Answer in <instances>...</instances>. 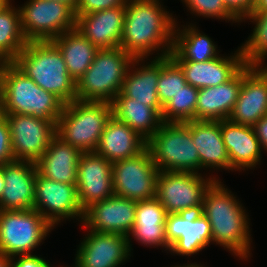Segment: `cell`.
<instances>
[{"mask_svg": "<svg viewBox=\"0 0 267 267\" xmlns=\"http://www.w3.org/2000/svg\"><path fill=\"white\" fill-rule=\"evenodd\" d=\"M226 8L240 21L252 12L255 0H222Z\"/></svg>", "mask_w": 267, "mask_h": 267, "instance_id": "f35d334b", "label": "cell"}, {"mask_svg": "<svg viewBox=\"0 0 267 267\" xmlns=\"http://www.w3.org/2000/svg\"><path fill=\"white\" fill-rule=\"evenodd\" d=\"M126 6L76 17L75 29L98 49L120 47Z\"/></svg>", "mask_w": 267, "mask_h": 267, "instance_id": "ffe728a7", "label": "cell"}, {"mask_svg": "<svg viewBox=\"0 0 267 267\" xmlns=\"http://www.w3.org/2000/svg\"><path fill=\"white\" fill-rule=\"evenodd\" d=\"M53 226L35 209L0 210V253L32 254Z\"/></svg>", "mask_w": 267, "mask_h": 267, "instance_id": "ba28073f", "label": "cell"}, {"mask_svg": "<svg viewBox=\"0 0 267 267\" xmlns=\"http://www.w3.org/2000/svg\"><path fill=\"white\" fill-rule=\"evenodd\" d=\"M221 183L215 180L206 190L201 213L211 225L212 243L216 242L235 256L246 259L250 256L252 242L249 218L242 204Z\"/></svg>", "mask_w": 267, "mask_h": 267, "instance_id": "7a4b0ae2", "label": "cell"}, {"mask_svg": "<svg viewBox=\"0 0 267 267\" xmlns=\"http://www.w3.org/2000/svg\"><path fill=\"white\" fill-rule=\"evenodd\" d=\"M215 178L204 179L200 173L159 171L156 198L167 214L200 213L206 190L219 180Z\"/></svg>", "mask_w": 267, "mask_h": 267, "instance_id": "9c48e42d", "label": "cell"}, {"mask_svg": "<svg viewBox=\"0 0 267 267\" xmlns=\"http://www.w3.org/2000/svg\"><path fill=\"white\" fill-rule=\"evenodd\" d=\"M0 267H11L10 258L0 253Z\"/></svg>", "mask_w": 267, "mask_h": 267, "instance_id": "7bdbcfd3", "label": "cell"}, {"mask_svg": "<svg viewBox=\"0 0 267 267\" xmlns=\"http://www.w3.org/2000/svg\"><path fill=\"white\" fill-rule=\"evenodd\" d=\"M191 13L199 17L217 18L240 22L224 5L222 0H182Z\"/></svg>", "mask_w": 267, "mask_h": 267, "instance_id": "d590c367", "label": "cell"}, {"mask_svg": "<svg viewBox=\"0 0 267 267\" xmlns=\"http://www.w3.org/2000/svg\"><path fill=\"white\" fill-rule=\"evenodd\" d=\"M264 67L245 65L242 68V85L229 121L254 127L267 116V67Z\"/></svg>", "mask_w": 267, "mask_h": 267, "instance_id": "5bb4252c", "label": "cell"}, {"mask_svg": "<svg viewBox=\"0 0 267 267\" xmlns=\"http://www.w3.org/2000/svg\"><path fill=\"white\" fill-rule=\"evenodd\" d=\"M130 252L129 237L89 230L76 252L74 266L120 267L131 256Z\"/></svg>", "mask_w": 267, "mask_h": 267, "instance_id": "e0dca14e", "label": "cell"}, {"mask_svg": "<svg viewBox=\"0 0 267 267\" xmlns=\"http://www.w3.org/2000/svg\"><path fill=\"white\" fill-rule=\"evenodd\" d=\"M4 186H5V182L3 178L2 166H0V198H1Z\"/></svg>", "mask_w": 267, "mask_h": 267, "instance_id": "f6af8a7d", "label": "cell"}, {"mask_svg": "<svg viewBox=\"0 0 267 267\" xmlns=\"http://www.w3.org/2000/svg\"><path fill=\"white\" fill-rule=\"evenodd\" d=\"M251 19L255 23L253 33L240 47L245 65L263 66L267 58V12H251L242 20Z\"/></svg>", "mask_w": 267, "mask_h": 267, "instance_id": "d6a6232c", "label": "cell"}, {"mask_svg": "<svg viewBox=\"0 0 267 267\" xmlns=\"http://www.w3.org/2000/svg\"><path fill=\"white\" fill-rule=\"evenodd\" d=\"M64 106L59 97L39 87L12 62L4 64L0 84V111L3 114L32 115L56 124Z\"/></svg>", "mask_w": 267, "mask_h": 267, "instance_id": "3957f363", "label": "cell"}, {"mask_svg": "<svg viewBox=\"0 0 267 267\" xmlns=\"http://www.w3.org/2000/svg\"><path fill=\"white\" fill-rule=\"evenodd\" d=\"M166 238L172 253L190 256L212 242L211 225L200 213L167 214Z\"/></svg>", "mask_w": 267, "mask_h": 267, "instance_id": "9a60e30c", "label": "cell"}, {"mask_svg": "<svg viewBox=\"0 0 267 267\" xmlns=\"http://www.w3.org/2000/svg\"><path fill=\"white\" fill-rule=\"evenodd\" d=\"M134 58L120 47L99 49L94 61L76 82L77 100L111 103L123 86Z\"/></svg>", "mask_w": 267, "mask_h": 267, "instance_id": "8992f818", "label": "cell"}, {"mask_svg": "<svg viewBox=\"0 0 267 267\" xmlns=\"http://www.w3.org/2000/svg\"><path fill=\"white\" fill-rule=\"evenodd\" d=\"M191 137L200 157V169L215 168L231 170L230 159L225 148L220 121H186Z\"/></svg>", "mask_w": 267, "mask_h": 267, "instance_id": "d4e9b609", "label": "cell"}, {"mask_svg": "<svg viewBox=\"0 0 267 267\" xmlns=\"http://www.w3.org/2000/svg\"><path fill=\"white\" fill-rule=\"evenodd\" d=\"M144 59H134L127 70L121 92L131 98L153 107L160 115L163 107L157 97V84L160 76V58L153 57L150 64L136 68ZM135 64V65H134ZM132 68H135L133 71ZM131 70V71H130ZM132 72V73H131Z\"/></svg>", "mask_w": 267, "mask_h": 267, "instance_id": "83f0119b", "label": "cell"}, {"mask_svg": "<svg viewBox=\"0 0 267 267\" xmlns=\"http://www.w3.org/2000/svg\"><path fill=\"white\" fill-rule=\"evenodd\" d=\"M159 1L127 2L120 48L134 59H145L152 51L158 52L157 49L162 53L155 58L167 57L172 51L177 23Z\"/></svg>", "mask_w": 267, "mask_h": 267, "instance_id": "6da1fadb", "label": "cell"}, {"mask_svg": "<svg viewBox=\"0 0 267 267\" xmlns=\"http://www.w3.org/2000/svg\"><path fill=\"white\" fill-rule=\"evenodd\" d=\"M232 56L204 62L175 61L184 73L186 82L195 88L218 86L231 80L244 66L240 48Z\"/></svg>", "mask_w": 267, "mask_h": 267, "instance_id": "44dd1931", "label": "cell"}, {"mask_svg": "<svg viewBox=\"0 0 267 267\" xmlns=\"http://www.w3.org/2000/svg\"><path fill=\"white\" fill-rule=\"evenodd\" d=\"M173 267H203V266H200L199 264H196V263H191V264H188L187 263V265H185V264H183V266H181V265H175V266H173ZM205 267V266H204Z\"/></svg>", "mask_w": 267, "mask_h": 267, "instance_id": "bcb514c9", "label": "cell"}, {"mask_svg": "<svg viewBox=\"0 0 267 267\" xmlns=\"http://www.w3.org/2000/svg\"><path fill=\"white\" fill-rule=\"evenodd\" d=\"M261 148L267 151V116L262 117L254 126Z\"/></svg>", "mask_w": 267, "mask_h": 267, "instance_id": "60d3db41", "label": "cell"}, {"mask_svg": "<svg viewBox=\"0 0 267 267\" xmlns=\"http://www.w3.org/2000/svg\"><path fill=\"white\" fill-rule=\"evenodd\" d=\"M222 139L230 159L231 170L254 168L261 160V145L254 127L221 120Z\"/></svg>", "mask_w": 267, "mask_h": 267, "instance_id": "7402d4cb", "label": "cell"}, {"mask_svg": "<svg viewBox=\"0 0 267 267\" xmlns=\"http://www.w3.org/2000/svg\"><path fill=\"white\" fill-rule=\"evenodd\" d=\"M111 116V103L76 99L65 104L56 123V135L82 153H93Z\"/></svg>", "mask_w": 267, "mask_h": 267, "instance_id": "5b68a950", "label": "cell"}, {"mask_svg": "<svg viewBox=\"0 0 267 267\" xmlns=\"http://www.w3.org/2000/svg\"><path fill=\"white\" fill-rule=\"evenodd\" d=\"M252 12H267V0H255Z\"/></svg>", "mask_w": 267, "mask_h": 267, "instance_id": "b9f144b4", "label": "cell"}, {"mask_svg": "<svg viewBox=\"0 0 267 267\" xmlns=\"http://www.w3.org/2000/svg\"><path fill=\"white\" fill-rule=\"evenodd\" d=\"M242 85V69L228 82L218 86L200 88L196 106V121L228 119Z\"/></svg>", "mask_w": 267, "mask_h": 267, "instance_id": "484cf974", "label": "cell"}, {"mask_svg": "<svg viewBox=\"0 0 267 267\" xmlns=\"http://www.w3.org/2000/svg\"><path fill=\"white\" fill-rule=\"evenodd\" d=\"M6 62L0 58V84H1V70Z\"/></svg>", "mask_w": 267, "mask_h": 267, "instance_id": "c3c4849f", "label": "cell"}, {"mask_svg": "<svg viewBox=\"0 0 267 267\" xmlns=\"http://www.w3.org/2000/svg\"><path fill=\"white\" fill-rule=\"evenodd\" d=\"M166 217V209L156 197L137 201L135 221L130 234L139 243L162 246L170 251L165 230Z\"/></svg>", "mask_w": 267, "mask_h": 267, "instance_id": "4316f807", "label": "cell"}, {"mask_svg": "<svg viewBox=\"0 0 267 267\" xmlns=\"http://www.w3.org/2000/svg\"><path fill=\"white\" fill-rule=\"evenodd\" d=\"M83 153L55 135L44 154L35 162L38 172L56 182L77 184V169Z\"/></svg>", "mask_w": 267, "mask_h": 267, "instance_id": "603a6c76", "label": "cell"}, {"mask_svg": "<svg viewBox=\"0 0 267 267\" xmlns=\"http://www.w3.org/2000/svg\"><path fill=\"white\" fill-rule=\"evenodd\" d=\"M26 44L19 9L9 2L0 11V58L12 62Z\"/></svg>", "mask_w": 267, "mask_h": 267, "instance_id": "1f68e13d", "label": "cell"}, {"mask_svg": "<svg viewBox=\"0 0 267 267\" xmlns=\"http://www.w3.org/2000/svg\"><path fill=\"white\" fill-rule=\"evenodd\" d=\"M137 201L112 195L96 202L84 212L83 225L101 233H116L129 237L135 221Z\"/></svg>", "mask_w": 267, "mask_h": 267, "instance_id": "2e32d148", "label": "cell"}, {"mask_svg": "<svg viewBox=\"0 0 267 267\" xmlns=\"http://www.w3.org/2000/svg\"><path fill=\"white\" fill-rule=\"evenodd\" d=\"M112 115L126 123L142 138L148 141L163 123L161 115L151 106L143 105L135 99L125 96L122 92L111 102Z\"/></svg>", "mask_w": 267, "mask_h": 267, "instance_id": "f1b7e54d", "label": "cell"}, {"mask_svg": "<svg viewBox=\"0 0 267 267\" xmlns=\"http://www.w3.org/2000/svg\"><path fill=\"white\" fill-rule=\"evenodd\" d=\"M129 0H79L74 10L75 18L95 11L126 6Z\"/></svg>", "mask_w": 267, "mask_h": 267, "instance_id": "8d00e7d4", "label": "cell"}, {"mask_svg": "<svg viewBox=\"0 0 267 267\" xmlns=\"http://www.w3.org/2000/svg\"><path fill=\"white\" fill-rule=\"evenodd\" d=\"M199 89L188 83L162 109L163 122L184 123L195 120Z\"/></svg>", "mask_w": 267, "mask_h": 267, "instance_id": "836d02e7", "label": "cell"}, {"mask_svg": "<svg viewBox=\"0 0 267 267\" xmlns=\"http://www.w3.org/2000/svg\"><path fill=\"white\" fill-rule=\"evenodd\" d=\"M152 160L159 171L198 173L200 157L184 123L163 122L147 141Z\"/></svg>", "mask_w": 267, "mask_h": 267, "instance_id": "52a82bcc", "label": "cell"}, {"mask_svg": "<svg viewBox=\"0 0 267 267\" xmlns=\"http://www.w3.org/2000/svg\"><path fill=\"white\" fill-rule=\"evenodd\" d=\"M14 160L36 162L56 135V124L32 115L5 114Z\"/></svg>", "mask_w": 267, "mask_h": 267, "instance_id": "7c38bea8", "label": "cell"}, {"mask_svg": "<svg viewBox=\"0 0 267 267\" xmlns=\"http://www.w3.org/2000/svg\"><path fill=\"white\" fill-rule=\"evenodd\" d=\"M18 256V259L16 256L10 258L11 267H52L45 259L41 258L40 256L33 254ZM14 258H16L17 261Z\"/></svg>", "mask_w": 267, "mask_h": 267, "instance_id": "ab89813d", "label": "cell"}, {"mask_svg": "<svg viewBox=\"0 0 267 267\" xmlns=\"http://www.w3.org/2000/svg\"><path fill=\"white\" fill-rule=\"evenodd\" d=\"M158 172L147 147L136 156L112 163L114 195L135 201L156 197Z\"/></svg>", "mask_w": 267, "mask_h": 267, "instance_id": "8fae6325", "label": "cell"}, {"mask_svg": "<svg viewBox=\"0 0 267 267\" xmlns=\"http://www.w3.org/2000/svg\"><path fill=\"white\" fill-rule=\"evenodd\" d=\"M147 147V141L113 115L108 120L95 153L114 163L131 158Z\"/></svg>", "mask_w": 267, "mask_h": 267, "instance_id": "cb8c5ba5", "label": "cell"}, {"mask_svg": "<svg viewBox=\"0 0 267 267\" xmlns=\"http://www.w3.org/2000/svg\"><path fill=\"white\" fill-rule=\"evenodd\" d=\"M78 198L85 211L92 204L114 195L112 163L95 152L83 153L77 169Z\"/></svg>", "mask_w": 267, "mask_h": 267, "instance_id": "ac0fdd59", "label": "cell"}, {"mask_svg": "<svg viewBox=\"0 0 267 267\" xmlns=\"http://www.w3.org/2000/svg\"><path fill=\"white\" fill-rule=\"evenodd\" d=\"M37 210L53 227L60 220L84 218L76 185L56 182L42 176L38 171L35 179L34 205Z\"/></svg>", "mask_w": 267, "mask_h": 267, "instance_id": "4fadbf2b", "label": "cell"}, {"mask_svg": "<svg viewBox=\"0 0 267 267\" xmlns=\"http://www.w3.org/2000/svg\"><path fill=\"white\" fill-rule=\"evenodd\" d=\"M176 26L178 25L175 24L173 47L169 54L174 61L204 62L219 56L217 45L195 26L184 25L181 30Z\"/></svg>", "mask_w": 267, "mask_h": 267, "instance_id": "f546056e", "label": "cell"}, {"mask_svg": "<svg viewBox=\"0 0 267 267\" xmlns=\"http://www.w3.org/2000/svg\"><path fill=\"white\" fill-rule=\"evenodd\" d=\"M10 2V0H0V11Z\"/></svg>", "mask_w": 267, "mask_h": 267, "instance_id": "7dc6e473", "label": "cell"}, {"mask_svg": "<svg viewBox=\"0 0 267 267\" xmlns=\"http://www.w3.org/2000/svg\"><path fill=\"white\" fill-rule=\"evenodd\" d=\"M52 42L63 55L68 74L77 82L94 61L99 50L89 40L83 37L76 29L64 32Z\"/></svg>", "mask_w": 267, "mask_h": 267, "instance_id": "4dcf8cb0", "label": "cell"}, {"mask_svg": "<svg viewBox=\"0 0 267 267\" xmlns=\"http://www.w3.org/2000/svg\"><path fill=\"white\" fill-rule=\"evenodd\" d=\"M22 32L27 42L52 41L75 29L74 10L50 0H29L19 7Z\"/></svg>", "mask_w": 267, "mask_h": 267, "instance_id": "30bf717a", "label": "cell"}, {"mask_svg": "<svg viewBox=\"0 0 267 267\" xmlns=\"http://www.w3.org/2000/svg\"><path fill=\"white\" fill-rule=\"evenodd\" d=\"M14 160L9 125L5 114L0 111V166Z\"/></svg>", "mask_w": 267, "mask_h": 267, "instance_id": "74e56055", "label": "cell"}, {"mask_svg": "<svg viewBox=\"0 0 267 267\" xmlns=\"http://www.w3.org/2000/svg\"><path fill=\"white\" fill-rule=\"evenodd\" d=\"M187 84L180 66L170 57L160 58L157 97L163 107Z\"/></svg>", "mask_w": 267, "mask_h": 267, "instance_id": "e575fe53", "label": "cell"}, {"mask_svg": "<svg viewBox=\"0 0 267 267\" xmlns=\"http://www.w3.org/2000/svg\"><path fill=\"white\" fill-rule=\"evenodd\" d=\"M12 63L65 104L77 99L76 82L68 74L63 55L52 41L27 42Z\"/></svg>", "mask_w": 267, "mask_h": 267, "instance_id": "277c9868", "label": "cell"}, {"mask_svg": "<svg viewBox=\"0 0 267 267\" xmlns=\"http://www.w3.org/2000/svg\"><path fill=\"white\" fill-rule=\"evenodd\" d=\"M50 1H56V2L67 4L73 10H75V8H76V6L78 5V2H79V0H50Z\"/></svg>", "mask_w": 267, "mask_h": 267, "instance_id": "ee69618b", "label": "cell"}, {"mask_svg": "<svg viewBox=\"0 0 267 267\" xmlns=\"http://www.w3.org/2000/svg\"><path fill=\"white\" fill-rule=\"evenodd\" d=\"M36 163L15 160L2 165L5 186L0 198V210L33 209Z\"/></svg>", "mask_w": 267, "mask_h": 267, "instance_id": "d6986e66", "label": "cell"}]
</instances>
